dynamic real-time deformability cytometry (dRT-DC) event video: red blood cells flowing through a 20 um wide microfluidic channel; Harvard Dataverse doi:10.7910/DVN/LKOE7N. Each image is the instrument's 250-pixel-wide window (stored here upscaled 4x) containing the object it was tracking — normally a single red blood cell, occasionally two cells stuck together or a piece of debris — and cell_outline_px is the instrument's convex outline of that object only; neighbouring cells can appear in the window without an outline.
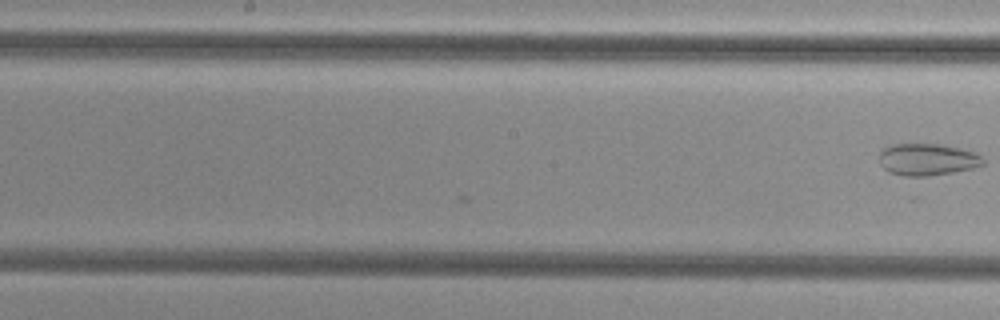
{"species": "common noctule bat (a hibernating species)", "species_latin": "Nyctalus noctula", "temperature_condition": "cold", "stored_images_in_passage": 15, "camera_frame_rate_fps": 3000, "um_per_image_px": 0.085, "animal": {"sex": "female", "body_mass_g": 29.2, "forearm_length_mm": 56.3}, "frame": {"image": 1, "passage_image": 15, "time_ms": 4.667, "image_size_px": [1000, 320], "cell_outline_px": [[984, 164], [972, 168], [916, 180], [912, 180], [888, 172], [880, 164], [880, 152], [884, 148], [892, 144], [936, 144], [960, 148], [976, 152], [984, 160]], "centroid_in_image_um": [78.79, 13.61], "position_along_channel_um": 169.4, "area_um2": 20.0}}